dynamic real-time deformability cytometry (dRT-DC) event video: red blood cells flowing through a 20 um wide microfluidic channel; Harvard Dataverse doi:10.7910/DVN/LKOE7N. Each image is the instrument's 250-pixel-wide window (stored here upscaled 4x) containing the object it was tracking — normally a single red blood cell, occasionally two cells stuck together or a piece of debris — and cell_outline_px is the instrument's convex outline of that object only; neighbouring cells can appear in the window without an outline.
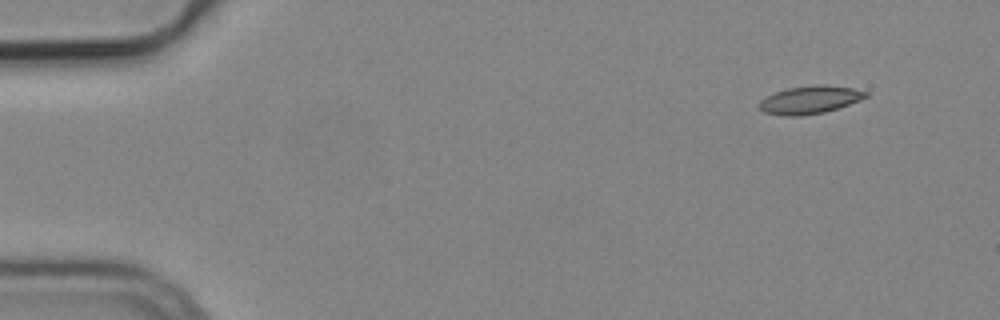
{"species": "common noctule bat (a hibernating species)", "species_latin": "Nyctalus noctula", "temperature_condition": "cold", "stored_images_in_passage": 11, "camera_frame_rate_fps": 3000, "um_per_image_px": 0.085, "animal": {"sex": "male", "body_mass_g": 19.2, "forearm_length_mm": 51.8}, "frame": {"image": 1, "passage_image": 1, "time_ms": 0.0, "image_size_px": [1000, 320], "cell_outline_px": [[868, 96], [860, 100], [824, 112], [804, 116], [784, 116], [764, 112], [756, 104], [764, 96], [788, 88], [816, 84], [824, 84], [852, 88], [868, 92]], "centroid_in_image_um": [68.79, 8.48], "position_along_channel_um": 16.2, "area_um2": 17.4}}